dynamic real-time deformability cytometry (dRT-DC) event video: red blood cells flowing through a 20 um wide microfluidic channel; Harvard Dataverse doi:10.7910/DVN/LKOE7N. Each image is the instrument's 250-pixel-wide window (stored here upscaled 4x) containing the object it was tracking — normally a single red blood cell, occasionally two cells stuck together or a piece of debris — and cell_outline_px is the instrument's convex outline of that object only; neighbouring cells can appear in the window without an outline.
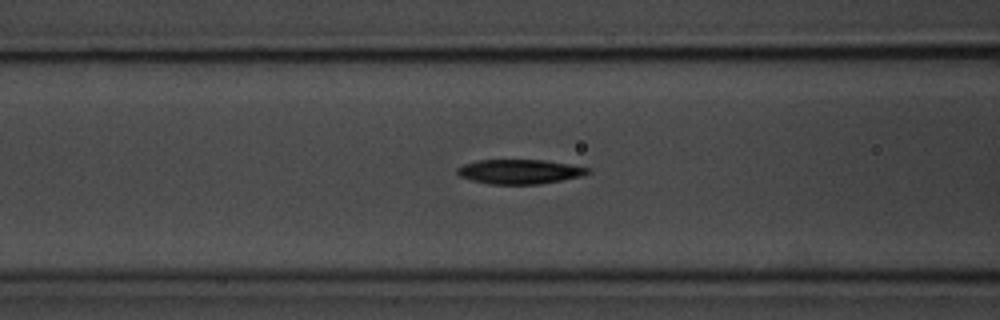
{"species": "common noctule bat (a hibernating species)", "species_latin": "Nyctalus noctula", "temperature_condition": "room temperature", "stored_images_in_passage": 54, "camera_frame_rate_fps": 3000, "um_per_image_px": 0.085, "animal": {"sex": "male", "body_mass_g": 20.1, "forearm_length_mm": 53.5}, "frame": {"image": 1, "passage_image": 21, "time_ms": 6.667, "image_size_px": [1000, 320], "cell_outline_px": [[592, 172], [580, 176], [540, 184], [488, 184], [472, 180], [460, 176], [456, 172], [456, 168], [464, 164], [480, 160], [544, 160], [592, 168]], "centroid_in_image_um": [44.17, 14.59], "position_along_channel_um": 122.4, "area_um2": 18.55}}
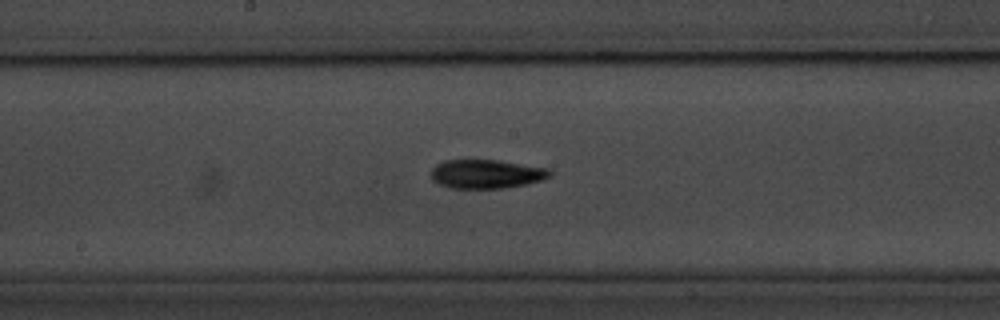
{"frame": {"image": 2, "passage_image": 28, "time_ms": 9.0, "image_size_px": [1000, 320], "cell_outline_px": [[552, 176], [540, 180], [524, 184], [504, 188], [448, 188], [432, 180], [432, 168], [436, 164], [444, 160], [496, 160], [548, 168], [552, 172]], "centroid_in_image_um": [41.32, 14.78], "position_along_channel_um": 206.9, "area_um2": 19.88}}
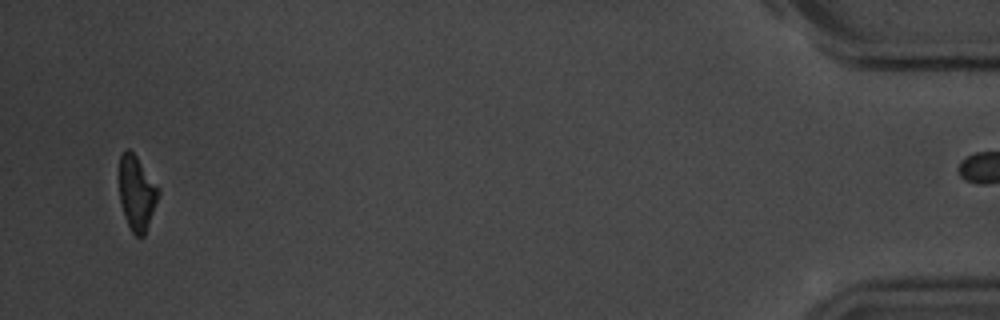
{"frame": {"image": 3, "passage_image": 53, "time_ms": 17.333, "image_size_px": [1000, 320], "cell_outline_px": [[160, 192], [144, 236], [136, 236], [132, 232], [124, 216], [120, 204], [120, 156], [128, 148], [136, 156], [160, 188]], "centroid_in_image_um": [11.63, 16.42], "position_along_channel_um": 423.6, "area_um2": 16.76}}